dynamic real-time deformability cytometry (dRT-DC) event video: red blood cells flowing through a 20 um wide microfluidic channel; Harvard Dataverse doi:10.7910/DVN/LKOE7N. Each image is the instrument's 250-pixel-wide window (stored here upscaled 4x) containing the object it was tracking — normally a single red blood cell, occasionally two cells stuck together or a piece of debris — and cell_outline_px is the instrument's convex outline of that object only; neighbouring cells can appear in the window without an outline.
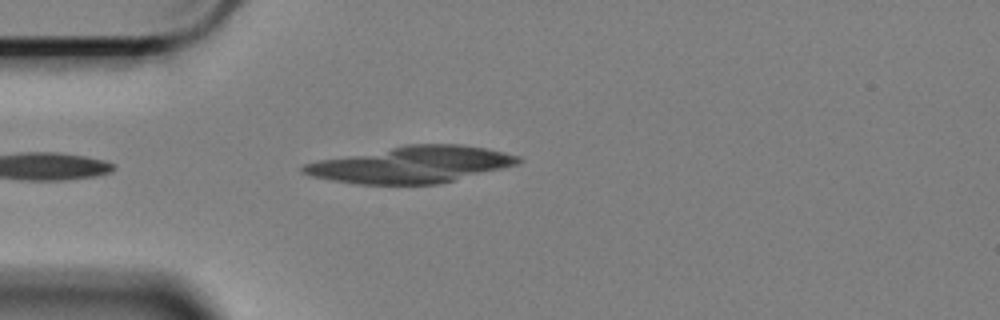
{"species": "Egyptian fruit bat (a non-hibernating species)", "species_latin": "Rousettus aegyptiacus", "temperature_condition": "cold", "stored_images_in_passage": 5, "segment_of_instrument_passage": [1, 2], "camera_frame_rate_fps": 3000, "um_per_image_px": 0.085, "animal": {"sex": "female"}, "frame": {"image": 1, "passage_image": 1, "time_ms": 0.0, "image_size_px": [1000, 320], "cell_outline_px": [[516, 160], [504, 164], [444, 180], [420, 184], [392, 184], [352, 180], [312, 172], [308, 168], [316, 164], [408, 148], [472, 148], [492, 152], [508, 156]], "centroid_in_image_um": [35.07, 14.05], "position_along_channel_um": 49.9, "area_um2": 35.43}}